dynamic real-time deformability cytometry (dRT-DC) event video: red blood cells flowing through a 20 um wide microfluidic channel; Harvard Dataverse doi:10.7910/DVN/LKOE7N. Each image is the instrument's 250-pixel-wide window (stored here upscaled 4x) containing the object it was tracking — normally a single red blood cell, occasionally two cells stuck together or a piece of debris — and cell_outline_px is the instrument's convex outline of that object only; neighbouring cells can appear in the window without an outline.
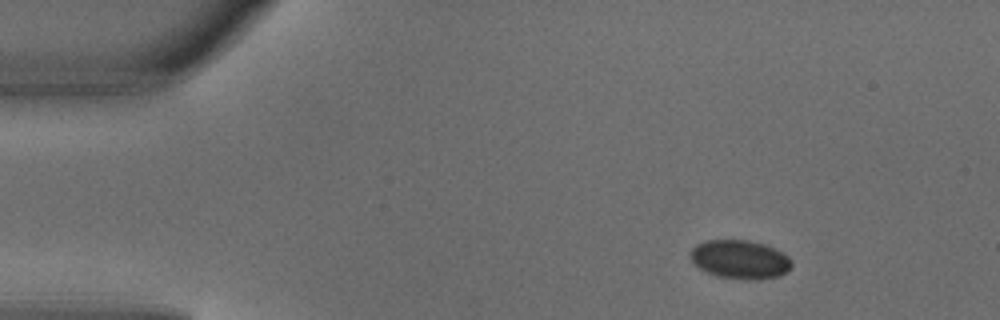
{"species": "common noctule bat (a hibernating species)", "species_latin": "Nyctalus noctula", "temperature_condition": "warm", "stored_images_in_passage": 3, "camera_frame_rate_fps": 3000, "um_per_image_px": 0.085, "animal": {"sex": "male", "body_mass_g": 18.8}, "frame": {"image": 1, "passage_image": 1, "time_ms": 0.0, "image_size_px": [1000, 320], "cell_outline_px": [[792, 264], [788, 272], [776, 276], [748, 280], [720, 276], [708, 272], [700, 268], [688, 256], [692, 248], [696, 244], [708, 240], [748, 240], [764, 244], [788, 256], [792, 260]], "centroid_in_image_um": [62.89, 22.04], "position_along_channel_um": 22.1, "area_um2": 22.54}}